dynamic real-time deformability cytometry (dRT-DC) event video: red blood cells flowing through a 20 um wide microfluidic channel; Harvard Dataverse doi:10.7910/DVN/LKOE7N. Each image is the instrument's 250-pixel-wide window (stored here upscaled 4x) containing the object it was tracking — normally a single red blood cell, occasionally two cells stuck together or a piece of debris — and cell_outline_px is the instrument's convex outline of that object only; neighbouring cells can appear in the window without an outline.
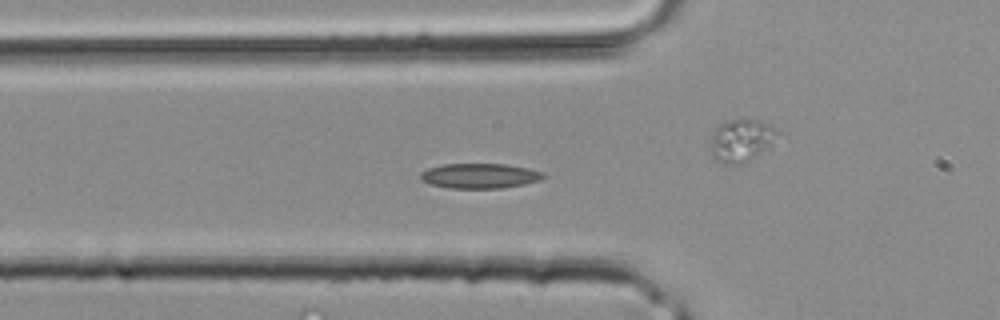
{"species": "common noctule bat (a hibernating species)", "species_latin": "Nyctalus noctula", "temperature_condition": "room temperature", "stored_images_in_passage": 29, "camera_frame_rate_fps": 3000, "um_per_image_px": 0.085, "animal": {"sex": "male", "body_mass_g": 20.4}, "frame": {"image": 1, "passage_image": 5, "time_ms": 1.333, "image_size_px": [1000, 320], "cell_outline_px": [[548, 176], [540, 180], [524, 184], [500, 188], [448, 188], [432, 184], [420, 180], [420, 172], [428, 168], [444, 164], [504, 164], [528, 168], [544, 172]], "centroid_in_image_um": [40.79, 14.94], "position_along_channel_um": 85.0, "area_um2": 17.92}}